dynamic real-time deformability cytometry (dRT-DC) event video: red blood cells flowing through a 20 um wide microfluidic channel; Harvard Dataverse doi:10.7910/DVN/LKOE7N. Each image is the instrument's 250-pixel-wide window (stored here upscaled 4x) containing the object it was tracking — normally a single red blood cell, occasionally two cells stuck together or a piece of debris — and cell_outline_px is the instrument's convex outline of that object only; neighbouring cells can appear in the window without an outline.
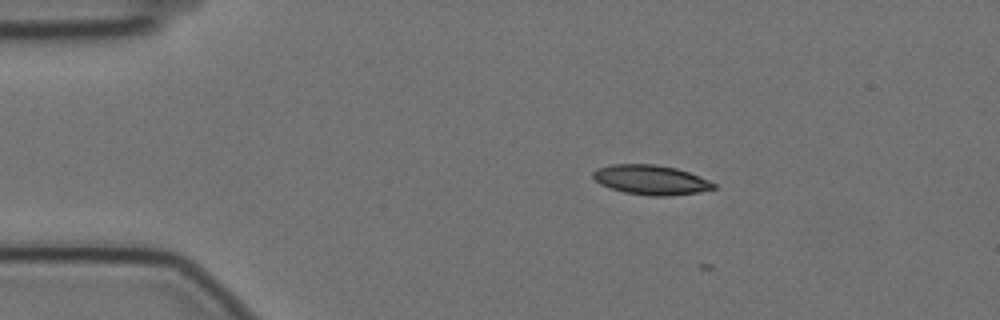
{"species": "Egyptian fruit bat (a non-hibernating species)", "species_latin": "Rousettus aegyptiacus", "temperature_condition": "cold", "stored_images_in_passage": 4, "camera_frame_rate_fps": 3000, "um_per_image_px": 0.085, "animal": {"sex": "female"}, "frame": {"image": 1, "passage_image": 2, "time_ms": 0.333, "image_size_px": [1000, 320], "cell_outline_px": [[716, 188], [700, 192], [668, 196], [648, 196], [624, 192], [608, 188], [600, 184], [592, 176], [592, 172], [596, 168], [612, 164], [656, 164], [676, 168], [688, 172], [708, 180], [716, 184]], "centroid_in_image_um": [55.3, 15.29], "position_along_channel_um": 29.7, "area_um2": 20.98}}